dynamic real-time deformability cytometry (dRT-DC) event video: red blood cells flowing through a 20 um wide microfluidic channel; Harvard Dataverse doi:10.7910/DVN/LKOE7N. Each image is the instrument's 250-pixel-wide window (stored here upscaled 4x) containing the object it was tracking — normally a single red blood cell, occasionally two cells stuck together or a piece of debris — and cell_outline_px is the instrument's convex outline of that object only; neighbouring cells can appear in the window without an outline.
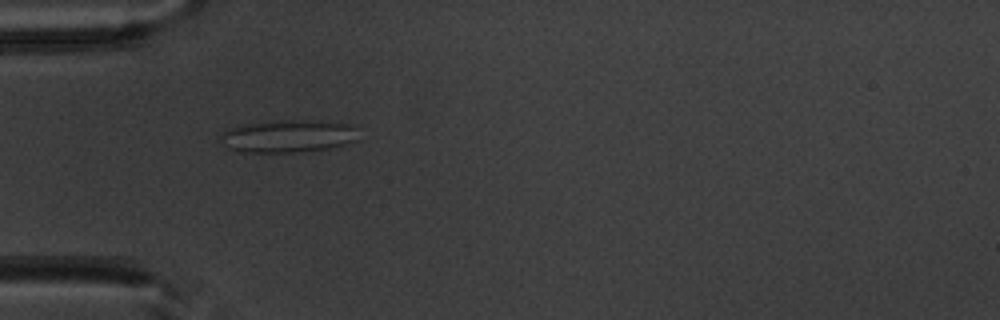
{"species": "common noctule bat (a hibernating species)", "species_latin": "Nyctalus noctula", "temperature_condition": "warm", "stored_images_in_passage": 47, "camera_frame_rate_fps": 3000, "um_per_image_px": 0.085, "animal": {"sex": "male", "body_mass_g": 20.1, "forearm_length_mm": 53.5}, "frame": {"image": 1, "passage_image": 12, "time_ms": 3.667, "image_size_px": [1000, 320], "cell_outline_px": [[356, 140], [332, 148], [296, 152], [240, 152], [228, 148], [220, 136], [220, 132], [228, 128], [244, 124], [280, 120], [312, 120], [348, 124], [352, 128]], "centroid_in_image_um": [24.41, 11.57], "position_along_channel_um": 60.6, "area_um2": 25.89}}
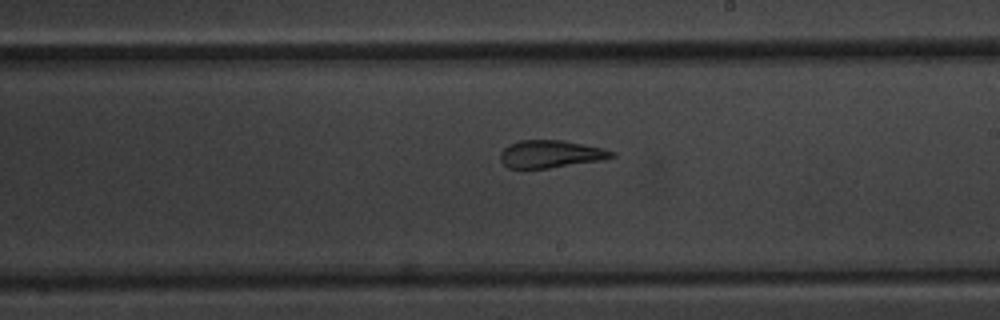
{"frame": {"image": 2, "passage_image": 26, "time_ms": 8.333, "image_size_px": [1000, 320], "cell_outline_px": [[616, 156], [604, 160], [548, 168], [508, 168], [500, 160], [500, 152], [508, 144], [520, 140], [560, 140], [604, 148], [616, 152]], "centroid_in_image_um": [46.82, 13.09], "position_along_channel_um": 242.2, "area_um2": 17.98}}
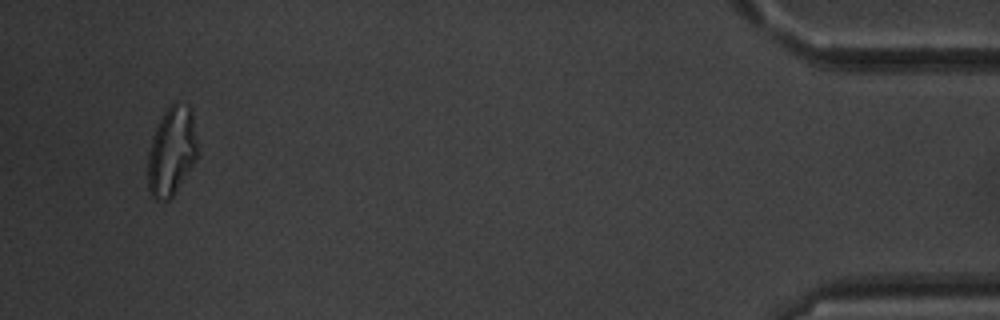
{"frame": {"image": 3, "passage_image": 45, "time_ms": 14.667, "image_size_px": [1000, 320], "cell_outline_px": [[196, 160], [172, 196], [168, 200], [156, 200], [152, 196], [148, 188], [148, 152], [152, 136], [164, 112], [176, 100], [192, 108], [196, 140]], "centroid_in_image_um": [14.58, 12.84], "position_along_channel_um": 420.6, "area_um2": 25.49}, "authors_computed_cell_mechanics": {"area_um2": 21.4438, "velocity_mm_per_s": 3.9635, "shape_relaxation_time_tau1_ms": null, "shape_relaxation_time_tau2_ms": 1.3933, "deformation_change_tau1": null, "deformation_change_tau2": 0.1145}}